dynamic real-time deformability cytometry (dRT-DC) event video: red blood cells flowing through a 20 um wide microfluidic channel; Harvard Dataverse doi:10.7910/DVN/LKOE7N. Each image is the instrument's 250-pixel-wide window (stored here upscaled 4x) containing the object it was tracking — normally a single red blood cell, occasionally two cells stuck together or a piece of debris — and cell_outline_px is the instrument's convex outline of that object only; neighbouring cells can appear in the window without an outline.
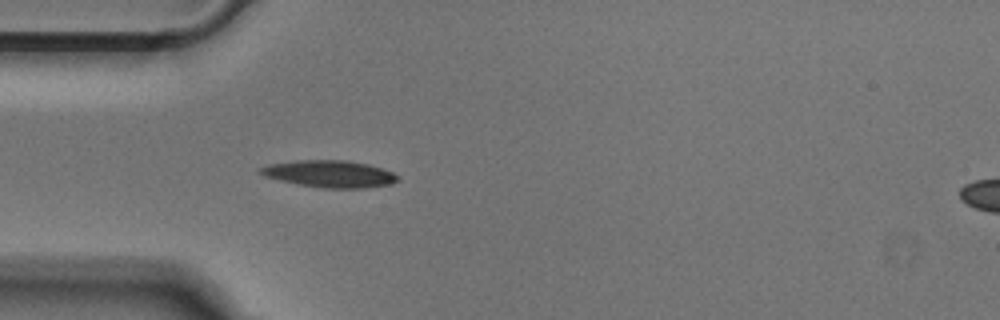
{"species": "Egyptian fruit bat (a non-hibernating species)", "species_latin": "Rousettus aegyptiacus", "temperature_condition": "cold", "stored_images_in_passage": 38, "camera_frame_rate_fps": 3000, "um_per_image_px": 0.085, "animal": {"sex": "male"}, "frame": {"image": 1, "passage_image": 1, "time_ms": 0.0, "image_size_px": [1000, 320], "cell_outline_px": [[400, 180], [392, 184], [364, 188], [324, 188], [300, 184], [280, 180], [264, 176], [260, 172], [260, 168], [268, 164], [296, 160], [344, 160], [368, 164], [392, 172], [400, 176]], "centroid_in_image_um": [28.06, 14.78], "position_along_channel_um": 56.9, "area_um2": 21.5}}
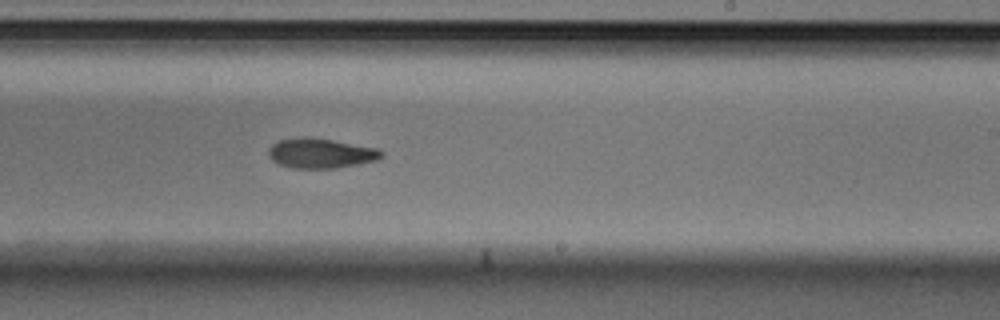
{"frame": {"image": 2, "passage_image": 17, "time_ms": 5.333, "image_size_px": [1000, 320], "cell_outline_px": [[384, 156], [380, 160], [336, 168], [292, 168], [280, 164], [272, 160], [268, 156], [268, 148], [272, 144], [280, 140], [300, 136], [304, 136], [332, 140], [380, 148], [384, 152]], "centroid_in_image_um": [27.3, 13.02], "position_along_channel_um": 261.7, "area_um2": 19.94}}
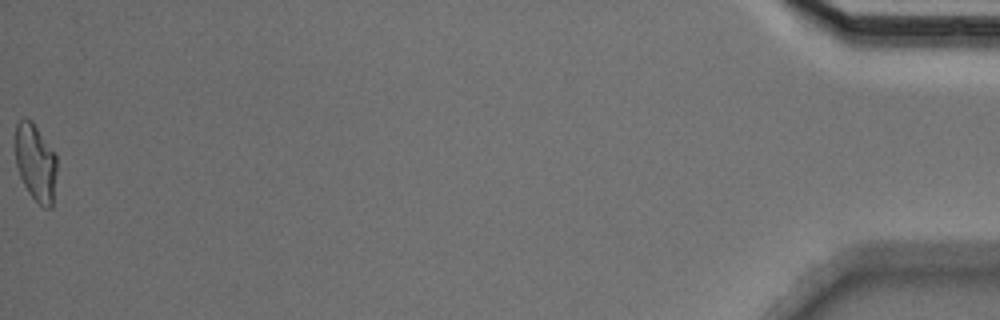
{"frame": {"image": 3, "passage_image": 38, "time_ms": 12.333, "image_size_px": [1000, 320], "cell_outline_px": [[56, 172], [52, 208], [44, 208], [28, 192], [20, 176], [16, 164], [16, 124], [24, 116], [32, 120], [56, 152]], "centroid_in_image_um": [3.04, 13.78], "position_along_channel_um": 432.2, "area_um2": 18.84}}